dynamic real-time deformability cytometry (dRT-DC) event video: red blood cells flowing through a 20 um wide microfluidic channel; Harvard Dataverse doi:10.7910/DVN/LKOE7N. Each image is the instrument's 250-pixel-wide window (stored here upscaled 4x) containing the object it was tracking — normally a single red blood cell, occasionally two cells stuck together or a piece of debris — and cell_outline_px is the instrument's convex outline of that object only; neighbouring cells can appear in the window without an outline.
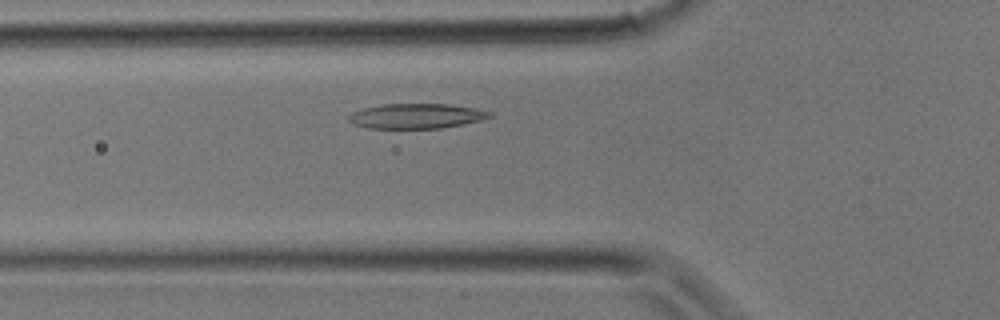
{"species": "common noctule bat (a hibernating species)", "species_latin": "Nyctalus noctula", "temperature_condition": "room temperature", "stored_images_in_passage": 26, "camera_frame_rate_fps": 3000, "um_per_image_px": 0.085, "animal": {"sex": "male", "body_mass_g": 17.9}, "frame": {"image": 1, "passage_image": 6, "time_ms": 1.667, "image_size_px": [1000, 320], "cell_outline_px": [[492, 116], [480, 120], [440, 128], [368, 128], [352, 124], [348, 120], [348, 116], [352, 112], [364, 108], [384, 104], [448, 104], [472, 108], [492, 112]], "centroid_in_image_um": [35.33, 9.86], "position_along_channel_um": 90.5, "area_um2": 20.23}}
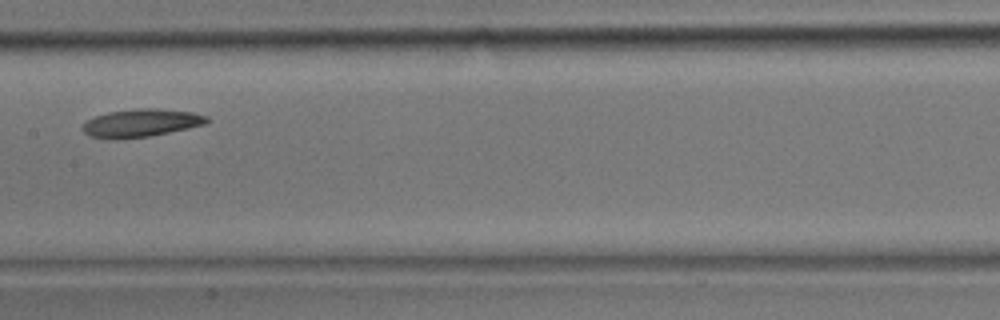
{"frame": {"image": 2, "passage_image": 11, "time_ms": 3.333, "image_size_px": [1000, 320], "cell_outline_px": [[212, 120], [208, 124], [148, 136], [120, 140], [108, 140], [88, 136], [80, 128], [88, 120], [96, 116], [108, 112], [136, 108], [156, 108], [192, 112], [208, 116]], "centroid_in_image_um": [11.99, 10.46], "position_along_channel_um": 195.4, "area_um2": 20.58}}
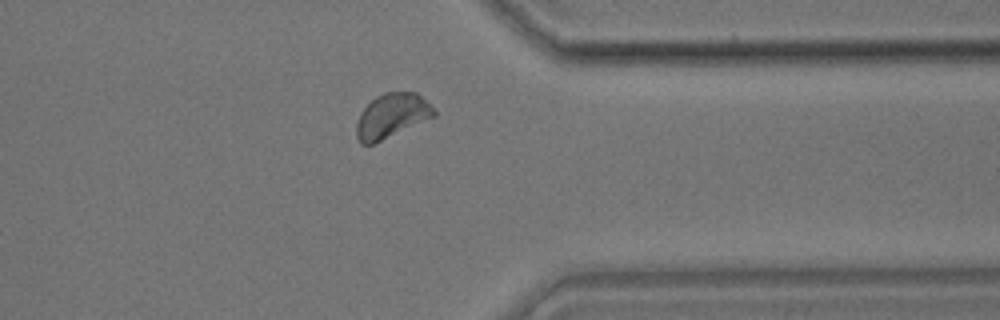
{"frame": {"image": 3, "passage_image": 20, "time_ms": 6.333, "image_size_px": [1000, 320], "cell_outline_px": [[436, 116], [372, 144], [360, 144], [356, 136], [356, 124], [360, 112], [376, 96], [384, 92], [416, 92], [436, 112]], "centroid_in_image_um": [33.26, 9.84], "position_along_channel_um": 378.1, "area_um2": 19.77}}